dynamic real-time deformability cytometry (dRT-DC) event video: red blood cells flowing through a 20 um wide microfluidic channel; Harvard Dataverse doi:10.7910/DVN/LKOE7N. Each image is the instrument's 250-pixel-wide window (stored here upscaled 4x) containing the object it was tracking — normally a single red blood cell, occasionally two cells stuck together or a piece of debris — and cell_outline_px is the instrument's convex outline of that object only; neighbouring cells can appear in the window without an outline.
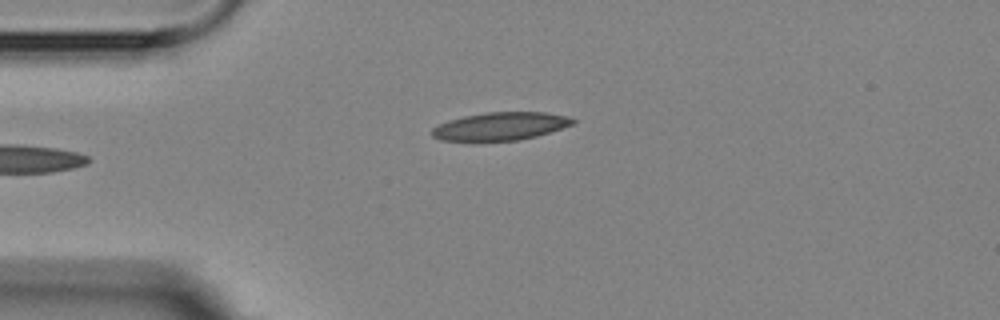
{"species": "Egyptian fruit bat (a non-hibernating species)", "species_latin": "Rousettus aegyptiacus", "temperature_condition": "room temperature", "stored_images_in_passage": 3, "camera_frame_rate_fps": 3000, "um_per_image_px": 0.085, "animal": {"sex": "female"}, "frame": {"image": 1, "passage_image": 3, "time_ms": 2.333, "image_size_px": [1000, 320], "cell_outline_px": [[576, 124], [536, 136], [516, 140], [440, 140], [432, 136], [432, 128], [448, 120], [464, 116], [488, 112], [544, 112], [568, 116], [576, 120]], "centroid_in_image_um": [42.58, 10.72], "position_along_channel_um": 42.4, "area_um2": 22.72}}